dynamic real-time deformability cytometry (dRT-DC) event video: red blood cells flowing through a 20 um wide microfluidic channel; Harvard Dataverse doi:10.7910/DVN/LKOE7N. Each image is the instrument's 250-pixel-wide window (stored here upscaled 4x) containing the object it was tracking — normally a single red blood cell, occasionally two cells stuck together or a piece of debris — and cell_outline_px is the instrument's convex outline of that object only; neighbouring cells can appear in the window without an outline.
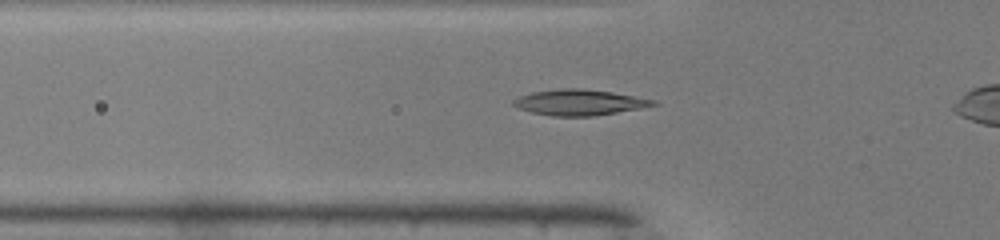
{"species": "common noctule bat (a hibernating species)", "species_latin": "Nyctalus noctula", "temperature_condition": "warm", "stored_images_in_passage": 35, "camera_frame_rate_fps": 3000, "um_per_image_px": 0.085, "animal": {"sex": "male", "body_mass_g": 19.0, "forearm_length_mm": 50.8}, "frame": {"image": 1, "passage_image": 11, "time_ms": 3.333, "image_size_px": [1000, 240], "cell_outline_px": [[660, 104], [640, 108], [592, 116], [552, 116], [532, 112], [520, 108], [512, 104], [512, 100], [520, 96], [532, 92], [560, 88], [580, 88], [612, 92], [656, 100]], "centroid_in_image_um": [49.25, 8.69], "position_along_channel_um": 76.6, "area_um2": 20.81}}
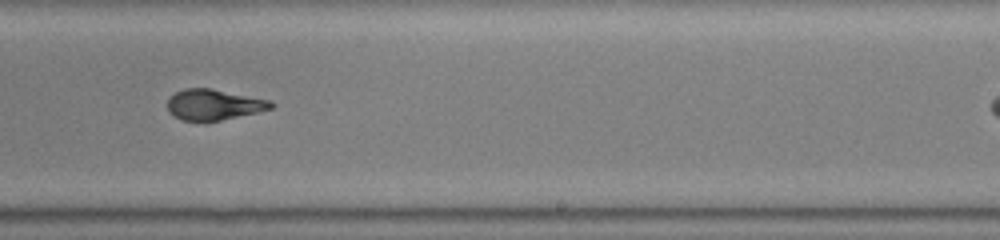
{"frame": {"image": 2, "passage_image": 25, "time_ms": 8.0, "image_size_px": [1000, 240], "cell_outline_px": [[276, 104], [272, 108], [256, 112], [220, 120], [180, 120], [168, 112], [168, 96], [184, 88], [212, 88], [272, 100]], "centroid_in_image_um": [18.17, 8.87], "position_along_channel_um": 270.8, "area_um2": 18.55}}
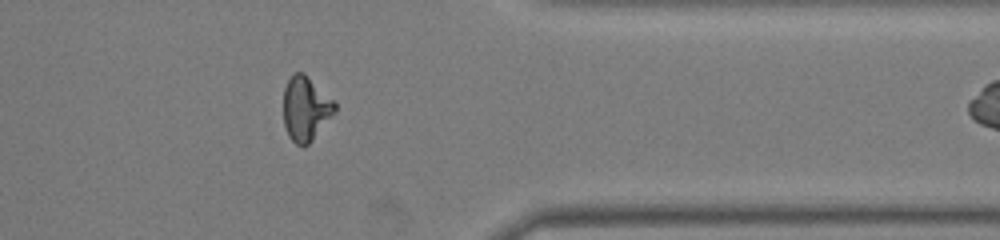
{"frame": {"image": 3, "passage_image": 34, "time_ms": 11.0, "image_size_px": [1000, 240], "cell_outline_px": [[336, 112], [312, 140], [308, 144], [296, 144], [288, 136], [284, 124], [284, 88], [292, 72], [304, 72], [336, 104]], "centroid_in_image_um": [25.97, 9.22], "position_along_channel_um": 385.4, "area_um2": 19.07}}